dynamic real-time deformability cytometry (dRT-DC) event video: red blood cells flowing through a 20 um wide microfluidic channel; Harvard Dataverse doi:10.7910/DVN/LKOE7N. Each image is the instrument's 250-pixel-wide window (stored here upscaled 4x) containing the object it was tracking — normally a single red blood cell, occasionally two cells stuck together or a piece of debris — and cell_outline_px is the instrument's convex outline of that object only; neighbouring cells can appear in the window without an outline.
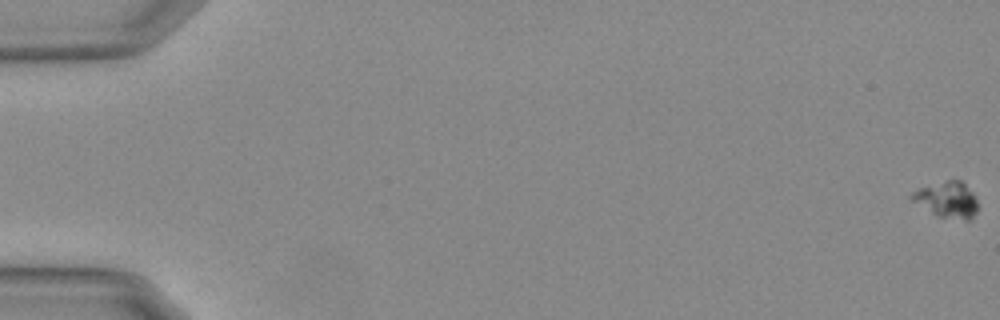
{"species": "Egyptian fruit bat (a non-hibernating species)", "species_latin": "Rousettus aegyptiacus", "temperature_condition": "warm", "stored_images_in_passage": 59, "camera_frame_rate_fps": 3000, "um_per_image_px": 0.085, "animal": {"sex": "female"}, "frame": {"image": 1, "passage_image": 1, "time_ms": 0.0, "image_size_px": [1000, 320], "cell_outline_px": [[976, 212], [968, 220], [964, 220], [936, 216], [912, 200], [908, 196], [912, 192], [920, 188], [948, 180], [960, 180], [972, 192], [976, 200]], "centroid_in_image_um": [80.48, 16.98], "position_along_channel_um": 4.5, "area_um2": 13.53}}
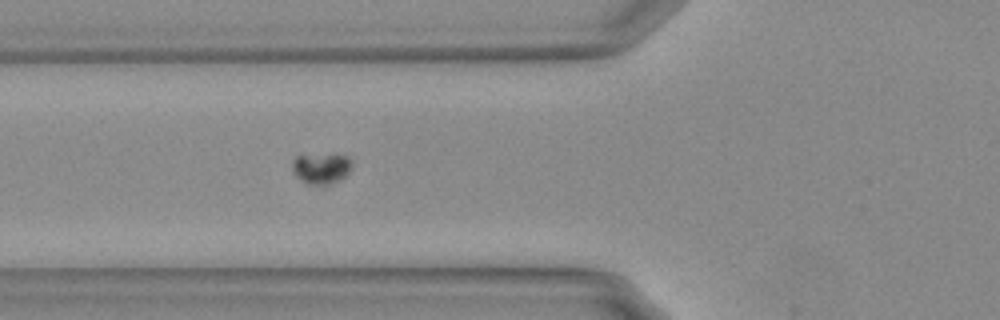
{"frame": {"image": 2, "passage_image": 24, "time_ms": 7.667, "image_size_px": [1000, 320], "cell_outline_px": [[352, 168], [340, 180], [332, 184], [308, 184], [300, 180], [292, 172], [292, 160], [296, 156], [352, 156]], "centroid_in_image_um": [27.31, 14.34], "position_along_channel_um": 98.5, "area_um2": 10.52}}
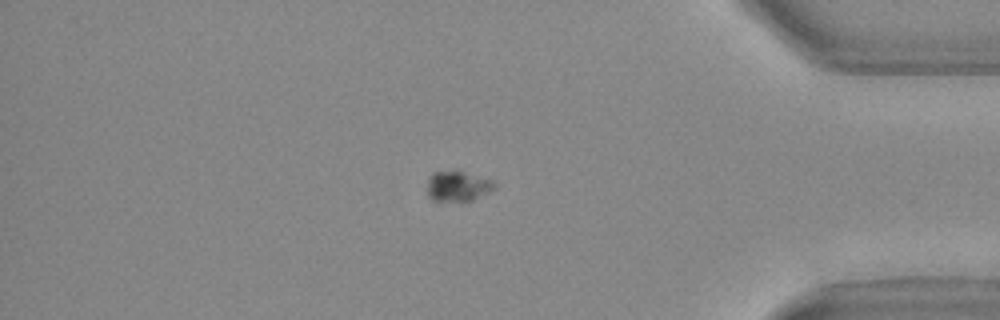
{"frame": {"image": 3, "passage_image": 51, "time_ms": 16.667, "image_size_px": [1000, 320], "cell_outline_px": [[492, 188], [472, 200], [440, 204], [432, 200], [428, 196], [428, 176], [432, 172], [464, 172], [488, 180], [492, 184]], "centroid_in_image_um": [38.75, 15.89], "position_along_channel_um": 396.5, "area_um2": 11.56}}